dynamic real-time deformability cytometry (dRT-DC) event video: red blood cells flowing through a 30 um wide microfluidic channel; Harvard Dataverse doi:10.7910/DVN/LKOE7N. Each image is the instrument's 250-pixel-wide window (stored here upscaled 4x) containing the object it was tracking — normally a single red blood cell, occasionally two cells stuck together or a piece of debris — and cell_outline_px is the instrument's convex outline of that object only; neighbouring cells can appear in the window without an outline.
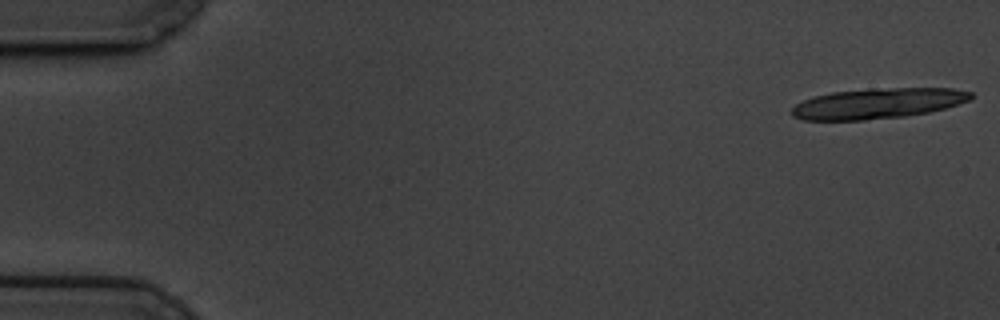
{"species": "common noctule bat (a hibernating species)", "species_latin": "Nyctalus noctula", "temperature_condition": "cold", "stored_images_in_passage": 19, "camera_frame_rate_fps": 3000, "um_per_image_px": 0.085, "animal": {"sex": "male", "body_mass_g": 19.5, "forearm_length_mm": 54.6}, "frame": {"image": 1, "passage_image": 1, "time_ms": 0.0, "image_size_px": [1000, 320], "cell_outline_px": [[972, 100], [944, 108], [928, 112], [904, 116], [864, 120], [804, 120], [792, 116], [792, 108], [796, 104], [812, 96], [832, 92], [892, 88], [952, 88], [972, 92]], "centroid_in_image_um": [74.62, 8.79], "position_along_channel_um": 10.4, "area_um2": 31.5}}